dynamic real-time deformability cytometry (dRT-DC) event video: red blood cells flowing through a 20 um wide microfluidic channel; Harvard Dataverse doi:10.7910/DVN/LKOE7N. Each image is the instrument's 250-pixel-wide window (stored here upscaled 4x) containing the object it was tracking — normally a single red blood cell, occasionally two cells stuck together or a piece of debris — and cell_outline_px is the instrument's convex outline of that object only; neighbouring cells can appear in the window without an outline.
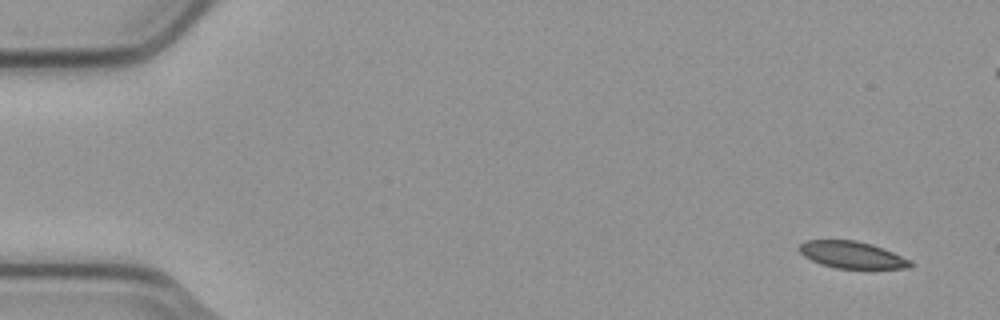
{"species": "common noctule bat (a hibernating species)", "species_latin": "Nyctalus noctula", "temperature_condition": "cold", "stored_images_in_passage": 5, "camera_frame_rate_fps": 3000, "um_per_image_px": 0.085, "animal": {"sex": "male", "body_mass_g": 23.1, "forearm_length_mm": 52.7}, "frame": {"image": 1, "passage_image": 1, "time_ms": 0.0, "image_size_px": [1000, 320], "cell_outline_px": [[916, 264], [912, 268], [836, 268], [820, 264], [804, 256], [796, 248], [804, 240], [856, 240], [872, 244], [884, 248], [912, 260]], "centroid_in_image_um": [72.45, 21.66], "position_along_channel_um": 12.6, "area_um2": 17.69}}